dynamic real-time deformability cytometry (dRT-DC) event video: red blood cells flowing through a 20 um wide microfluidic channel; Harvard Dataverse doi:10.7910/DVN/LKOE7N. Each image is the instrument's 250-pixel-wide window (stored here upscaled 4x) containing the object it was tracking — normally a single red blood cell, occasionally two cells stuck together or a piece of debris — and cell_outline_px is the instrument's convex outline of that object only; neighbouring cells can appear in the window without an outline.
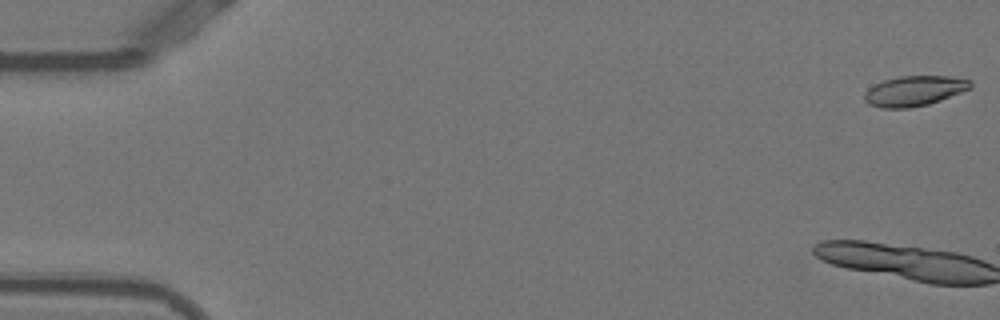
{"species": "Egyptian fruit bat (a non-hibernating species)", "species_latin": "Rousettus aegyptiacus", "temperature_condition": "warm", "stored_images_in_passage": 8, "camera_frame_rate_fps": 3000, "um_per_image_px": 0.085, "animal": {"sex": "female"}, "frame": {"image": 1, "passage_image": 1, "time_ms": 0.0, "image_size_px": [1000, 320], "cell_outline_px": [[972, 88], [940, 100], [928, 104], [908, 108], [880, 108], [868, 104], [864, 100], [864, 92], [868, 88], [884, 80], [900, 76], [948, 76], [972, 80]], "centroid_in_image_um": [77.71, 7.73], "position_along_channel_um": 7.3, "area_um2": 18.67}}